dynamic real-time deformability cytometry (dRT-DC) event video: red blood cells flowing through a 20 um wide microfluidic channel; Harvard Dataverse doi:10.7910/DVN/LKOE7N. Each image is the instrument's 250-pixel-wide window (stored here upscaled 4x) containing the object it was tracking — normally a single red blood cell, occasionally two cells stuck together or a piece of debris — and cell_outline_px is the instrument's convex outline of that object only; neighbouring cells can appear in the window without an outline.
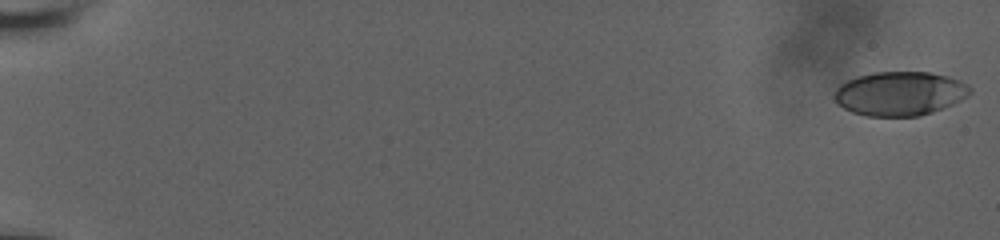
{"species": "human", "species_latin": "Homo sapiens", "temperature_condition": "room temperature", "stored_images_in_passage": 35, "camera_frame_rate_fps": 3000, "um_per_image_px": 0.085, "donor": {"sex": "male"}, "frame": {"image": 1, "passage_image": 1, "time_ms": 0.0, "image_size_px": [1000, 240], "cell_outline_px": [[972, 92], [968, 96], [952, 104], [932, 112], [920, 116], [868, 116], [852, 112], [844, 108], [832, 96], [836, 88], [840, 84], [856, 76], [872, 72], [932, 72], [948, 76], [960, 80], [968, 84], [972, 88]], "centroid_in_image_um": [76.5, 7.94], "position_along_channel_um": 8.5, "area_um2": 35.03}}
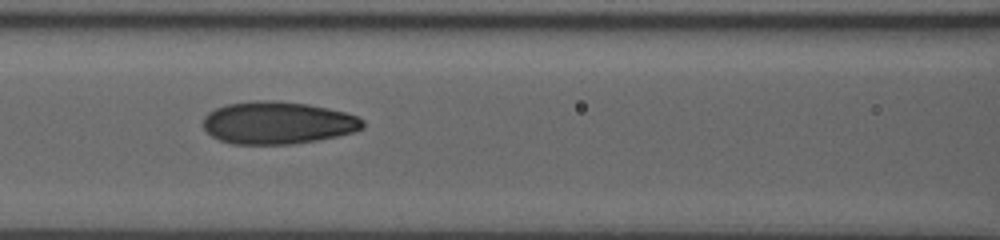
{"frame": {"image": 2, "passage_image": 20, "time_ms": 9.333, "image_size_px": [1000, 240], "cell_outline_px": [[364, 128], [352, 132], [336, 136], [316, 140], [292, 144], [232, 144], [220, 140], [212, 136], [204, 128], [204, 116], [208, 112], [216, 108], [228, 104], [256, 100], [276, 100], [308, 104], [328, 108], [344, 112], [356, 116], [364, 120]], "centroid_in_image_um": [23.6, 10.43], "position_along_channel_um": 143.0, "area_um2": 39.42}}
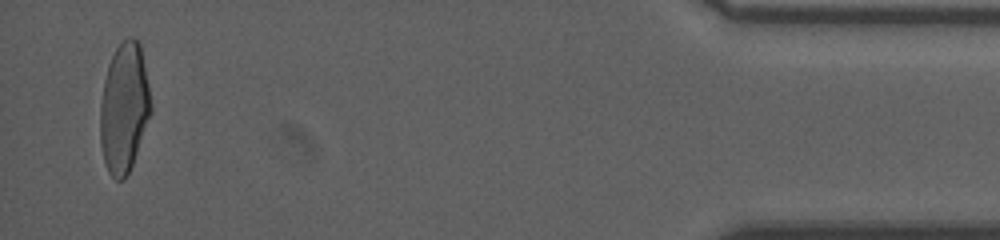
{"frame": {"image": 3, "passage_image": 35, "time_ms": 18.667, "image_size_px": [1000, 240], "cell_outline_px": [[152, 112], [132, 164], [124, 180], [116, 180], [108, 172], [104, 160], [100, 144], [100, 104], [104, 80], [108, 64], [116, 48], [128, 36], [132, 36], [140, 40], [152, 104]], "centroid_in_image_um": [10.56, 9.14], "position_along_channel_um": 424.6, "area_um2": 38.55}, "authors_computed_cell_mechanics": {"area_um2": 38.0902, "velocity_mm_per_s": 3.7921, "shape_relaxation_time_tau1_ms": 7.7299, "shape_relaxation_time_tau2_ms": 1.0086, "deformation_change_tau1": 0.2175, "deformation_change_tau2": 0.0679}}